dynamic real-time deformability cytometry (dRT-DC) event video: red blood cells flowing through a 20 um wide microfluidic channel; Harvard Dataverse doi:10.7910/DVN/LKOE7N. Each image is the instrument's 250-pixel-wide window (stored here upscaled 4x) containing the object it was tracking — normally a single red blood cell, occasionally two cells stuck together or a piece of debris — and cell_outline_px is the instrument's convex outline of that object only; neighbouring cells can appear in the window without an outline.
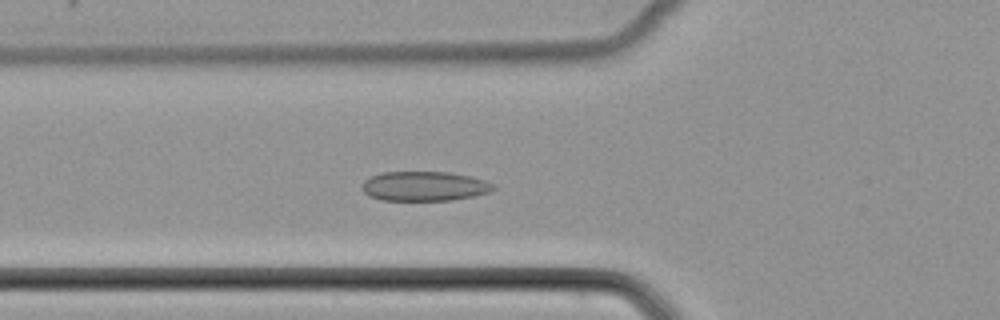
{"species": "common noctule bat (a hibernating species)", "species_latin": "Nyctalus noctula", "temperature_condition": "cold", "stored_images_in_passage": 44, "camera_frame_rate_fps": 3000, "um_per_image_px": 0.085, "animal": {"sex": "female", "body_mass_g": 22.7, "forearm_length_mm": 54.2}, "frame": {"image": 1, "passage_image": 12, "time_ms": 3.667, "image_size_px": [1000, 320], "cell_outline_px": [[496, 188], [488, 192], [472, 196], [452, 200], [380, 200], [368, 196], [364, 192], [364, 180], [372, 176], [384, 172], [448, 172], [468, 176], [484, 180], [492, 184]], "centroid_in_image_um": [36.05, 15.83], "position_along_channel_um": 89.7, "area_um2": 22.31}}
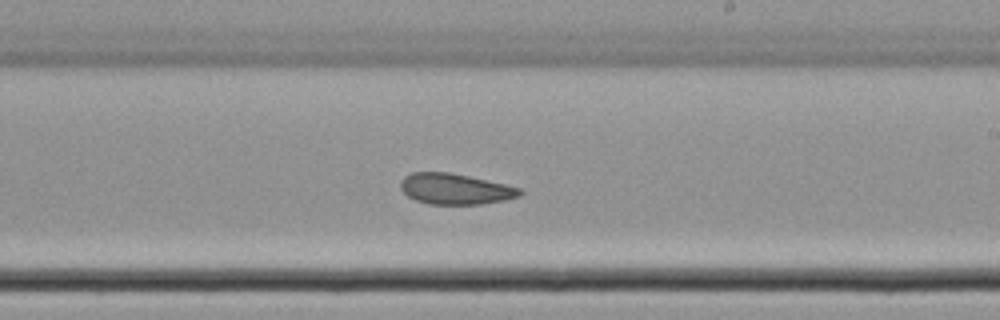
{"frame": {"image": 2, "passage_image": 24, "time_ms": 7.667, "image_size_px": [1000, 320], "cell_outline_px": [[524, 192], [520, 196], [504, 200], [484, 204], [428, 204], [416, 200], [408, 196], [400, 188], [400, 180], [404, 176], [412, 172], [448, 172], [468, 176], [504, 184], [520, 188]], "centroid_in_image_um": [38.68, 16.06], "position_along_channel_um": 250.3, "area_um2": 21.39}}
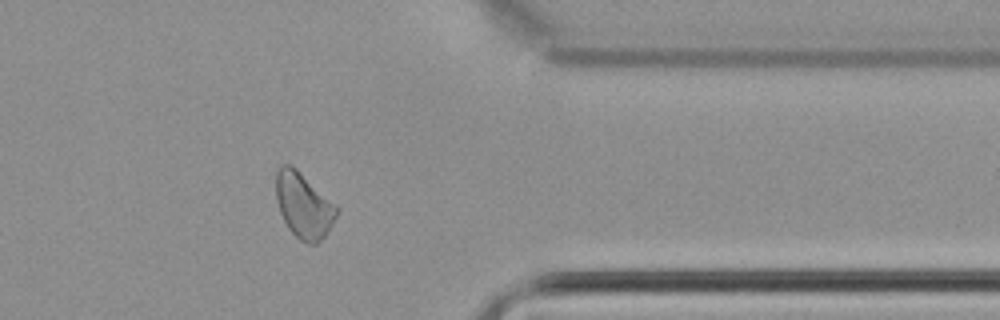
{"frame": {"image": 3, "passage_image": 35, "time_ms": 11.333, "image_size_px": [1000, 320], "cell_outline_px": [[340, 208], [332, 224], [324, 236], [316, 244], [308, 244], [300, 240], [288, 228], [280, 212], [276, 200], [276, 172], [280, 164], [288, 164], [296, 168]], "centroid_in_image_um": [25.8, 17.45], "position_along_channel_um": 385.6, "area_um2": 23.0}}